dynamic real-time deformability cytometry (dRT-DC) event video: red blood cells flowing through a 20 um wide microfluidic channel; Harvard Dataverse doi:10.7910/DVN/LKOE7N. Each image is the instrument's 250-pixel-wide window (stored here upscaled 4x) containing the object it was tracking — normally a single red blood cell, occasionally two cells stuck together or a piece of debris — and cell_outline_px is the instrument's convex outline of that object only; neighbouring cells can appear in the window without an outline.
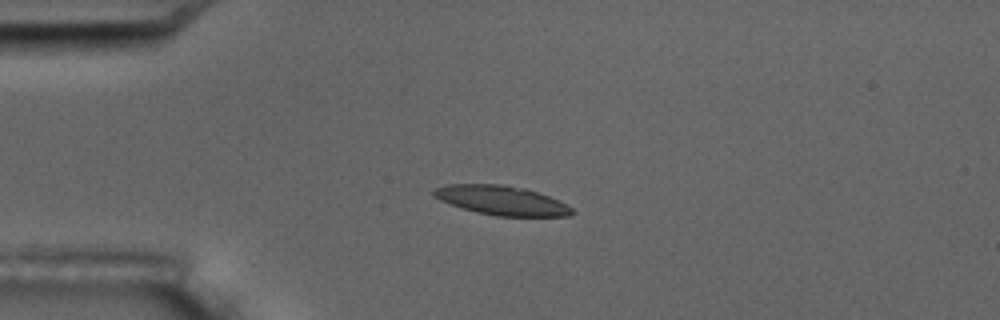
{"species": "common noctule bat (a hibernating species)", "species_latin": "Nyctalus noctula", "temperature_condition": "room temperature", "stored_images_in_passage": 6, "camera_frame_rate_fps": 3000, "um_per_image_px": 0.085, "animal": {"sex": "male", "body_mass_g": 17.5, "forearm_length_mm": 52.3}, "frame": {"image": 1, "passage_image": 3, "time_ms": 2.0, "image_size_px": [1000, 320], "cell_outline_px": [[572, 212], [568, 216], [496, 216], [476, 212], [460, 208], [440, 200], [432, 196], [432, 188], [444, 184], [500, 184], [524, 188], [548, 196], [572, 208]], "centroid_in_image_um": [42.52, 17.02], "position_along_channel_um": 42.5, "area_um2": 23.52}}